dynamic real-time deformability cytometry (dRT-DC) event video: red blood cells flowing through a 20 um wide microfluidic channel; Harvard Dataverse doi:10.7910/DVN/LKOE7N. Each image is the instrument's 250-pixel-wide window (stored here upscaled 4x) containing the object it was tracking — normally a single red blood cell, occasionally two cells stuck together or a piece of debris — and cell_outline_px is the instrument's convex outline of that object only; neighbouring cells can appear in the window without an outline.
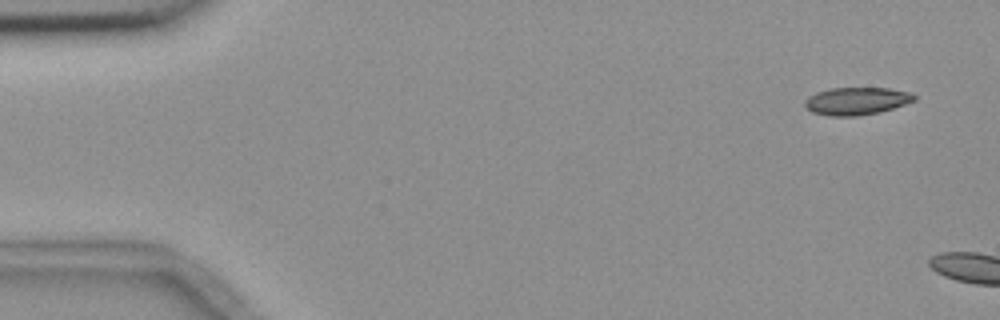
{"species": "common noctule bat (a hibernating species)", "species_latin": "Nyctalus noctula", "temperature_condition": "room temperature", "stored_images_in_passage": 2, "camera_frame_rate_fps": 3000, "um_per_image_px": 0.085, "animal": {"sex": "female", "body_mass_g": 18.4}, "frame": {"image": 1, "passage_image": 1, "time_ms": 0.0, "image_size_px": [1000, 320], "cell_outline_px": [[916, 100], [880, 112], [856, 116], [828, 116], [812, 112], [804, 108], [804, 100], [808, 96], [816, 92], [832, 88], [888, 88], [912, 92], [916, 96]], "centroid_in_image_um": [72.78, 8.59], "position_along_channel_um": 12.2, "area_um2": 17.74}}